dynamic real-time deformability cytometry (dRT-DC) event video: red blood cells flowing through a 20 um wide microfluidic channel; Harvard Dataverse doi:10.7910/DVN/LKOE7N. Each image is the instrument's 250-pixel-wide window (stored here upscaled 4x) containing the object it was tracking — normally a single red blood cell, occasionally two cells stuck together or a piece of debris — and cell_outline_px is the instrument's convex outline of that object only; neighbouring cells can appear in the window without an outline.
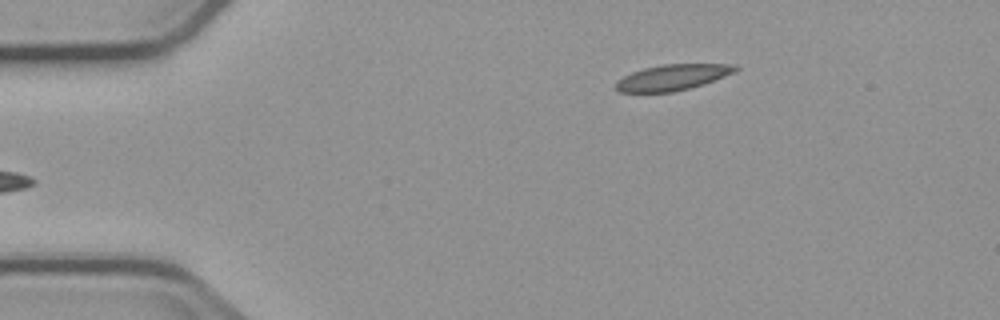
{"species": "common noctule bat (a hibernating species)", "species_latin": "Nyctalus noctula", "temperature_condition": "cold", "stored_images_in_passage": 6, "camera_frame_rate_fps": 3000, "um_per_image_px": 0.085, "animal": {"sex": "male", "body_mass_g": 23.1, "forearm_length_mm": 52.7}, "frame": {"image": 1, "passage_image": 6, "time_ms": 6.0, "image_size_px": [1000, 320], "cell_outline_px": [[740, 68], [736, 72], [704, 84], [672, 92], [620, 92], [616, 88], [616, 80], [632, 72], [644, 68], [664, 64], [736, 64]], "centroid_in_image_um": [57.2, 6.57], "position_along_channel_um": 27.8, "area_um2": 17.98}}